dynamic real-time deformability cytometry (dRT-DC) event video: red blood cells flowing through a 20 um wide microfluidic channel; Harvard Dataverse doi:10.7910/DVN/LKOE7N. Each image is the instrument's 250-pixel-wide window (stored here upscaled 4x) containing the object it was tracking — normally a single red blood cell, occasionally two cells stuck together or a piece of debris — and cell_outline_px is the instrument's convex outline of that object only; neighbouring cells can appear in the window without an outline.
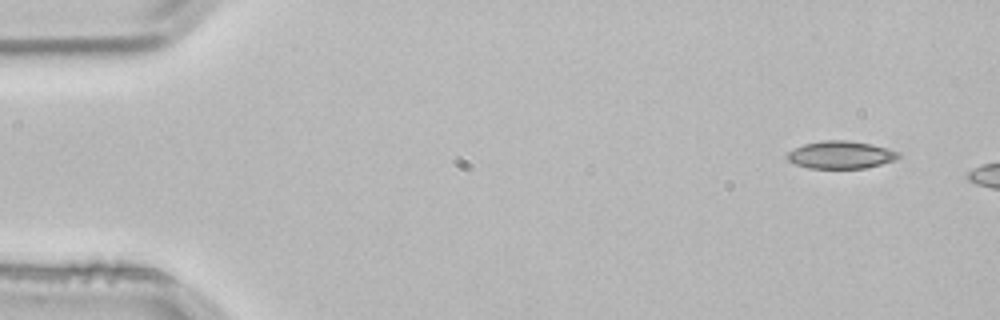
{"species": "common noctule bat (a hibernating species)", "species_latin": "Nyctalus noctula", "temperature_condition": "room temperature", "stored_images_in_passage": 2, "camera_frame_rate_fps": 3000, "um_per_image_px": 0.085, "animal": {"sex": "male", "body_mass_g": 21.5, "forearm_length_mm": 52.0}, "frame": {"image": 1, "passage_image": 1, "time_ms": 0.0, "image_size_px": [1000, 320], "cell_outline_px": [[900, 156], [896, 160], [864, 168], [808, 168], [796, 164], [788, 160], [788, 152], [804, 144], [820, 140], [844, 140], [872, 144], [888, 148], [900, 152]], "centroid_in_image_um": [71.5, 13.15], "position_along_channel_um": 13.5, "area_um2": 17.8}}